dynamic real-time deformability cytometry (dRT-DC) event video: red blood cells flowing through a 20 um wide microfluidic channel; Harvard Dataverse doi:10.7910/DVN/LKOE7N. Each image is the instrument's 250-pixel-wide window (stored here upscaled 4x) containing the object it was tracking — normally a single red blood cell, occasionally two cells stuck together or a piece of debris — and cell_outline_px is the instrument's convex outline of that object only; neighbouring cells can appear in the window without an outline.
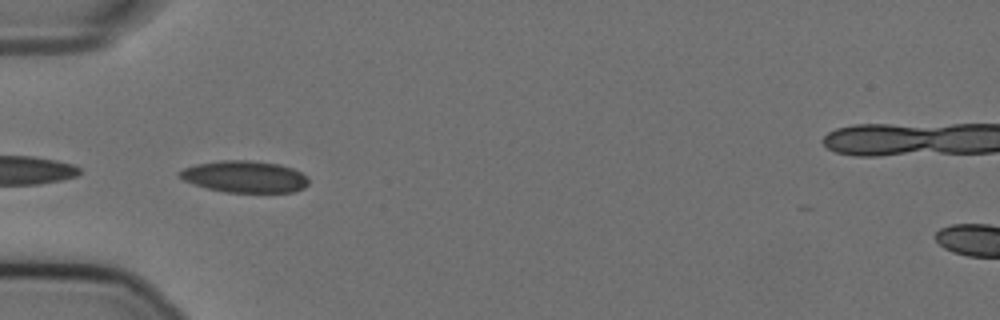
{"species": "Egyptian fruit bat (a non-hibernating species)", "species_latin": "Rousettus aegyptiacus", "temperature_condition": "cold", "stored_images_in_passage": 27, "camera_frame_rate_fps": 3000, "um_per_image_px": 0.085, "animal": {"sex": "female"}, "frame": {"image": 1, "passage_image": 1, "time_ms": 0.0, "image_size_px": [1000, 320], "cell_outline_px": [[308, 184], [304, 188], [296, 192], [224, 192], [192, 184], [176, 176], [184, 168], [196, 164], [220, 160], [248, 160], [280, 164], [292, 168], [308, 176]], "centroid_in_image_um": [20.81, 15.02], "position_along_channel_um": 64.2, "area_um2": 23.99}}